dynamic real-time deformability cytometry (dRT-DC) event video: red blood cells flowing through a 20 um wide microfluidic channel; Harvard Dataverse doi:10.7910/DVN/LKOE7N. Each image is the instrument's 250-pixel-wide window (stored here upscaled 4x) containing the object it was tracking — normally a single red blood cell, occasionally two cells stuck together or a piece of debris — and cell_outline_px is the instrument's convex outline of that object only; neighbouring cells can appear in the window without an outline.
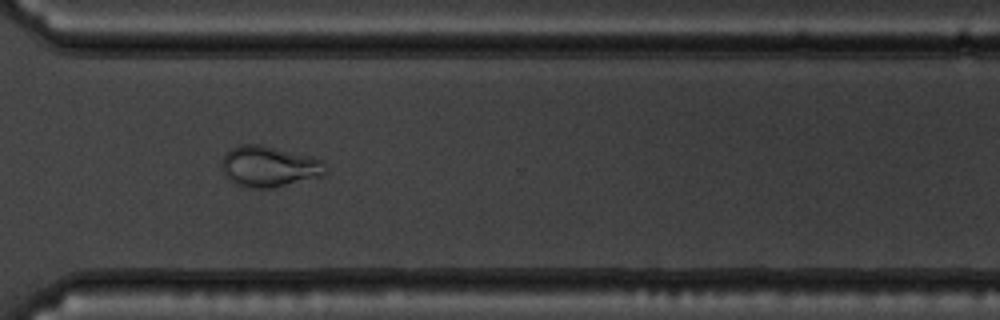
{"species": "common noctule bat (a hibernating species)", "species_latin": "Nyctalus noctula", "temperature_condition": "warm", "stored_images_in_passage": 37, "camera_frame_rate_fps": 3000, "um_per_image_px": 0.085, "animal": {"sex": "male", "body_mass_g": 19.5, "forearm_length_mm": 54.6}, "frame": {"image": 1, "passage_image": 27, "time_ms": 8.667, "image_size_px": [1000, 320], "cell_outline_px": [[324, 176], [272, 188], [244, 188], [228, 180], [224, 176], [220, 168], [220, 164], [224, 156], [232, 148], [240, 144], [260, 144], [312, 156], [320, 160], [324, 172]], "centroid_in_image_um": [22.8, 14.16], "position_along_channel_um": 347.8, "area_um2": 24.85}}
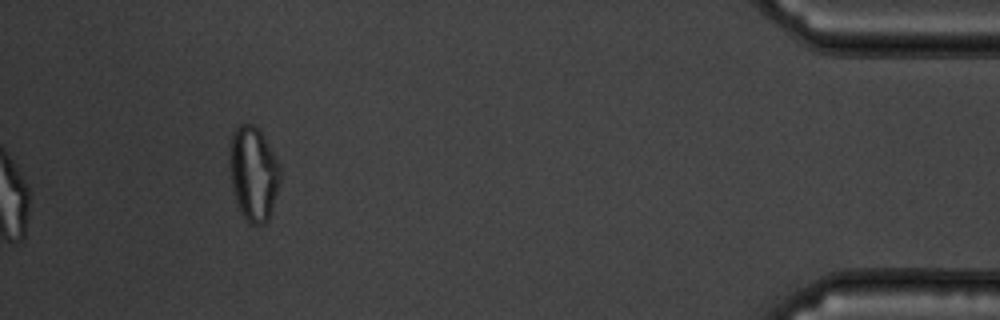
{"frame": {"image": 2, "passage_image": 37, "time_ms": 12.0, "image_size_px": [1000, 320], "cell_outline_px": [[280, 180], [268, 220], [264, 224], [252, 224], [240, 212], [232, 188], [228, 152], [228, 144], [232, 132], [240, 124], [252, 124], [260, 132], [276, 156], [280, 168]], "centroid_in_image_um": [21.51, 14.72], "position_along_channel_um": 413.7, "area_um2": 27.69}, "authors_computed_cell_mechanics": {"area_um2": 24.854, "velocity_mm_per_s": 3.7443, "shape_relaxation_time_tau1_ms": null, "shape_relaxation_time_tau2_ms": 1.0726, "deformation_change_tau1": null, "deformation_change_tau2": 0.065}}